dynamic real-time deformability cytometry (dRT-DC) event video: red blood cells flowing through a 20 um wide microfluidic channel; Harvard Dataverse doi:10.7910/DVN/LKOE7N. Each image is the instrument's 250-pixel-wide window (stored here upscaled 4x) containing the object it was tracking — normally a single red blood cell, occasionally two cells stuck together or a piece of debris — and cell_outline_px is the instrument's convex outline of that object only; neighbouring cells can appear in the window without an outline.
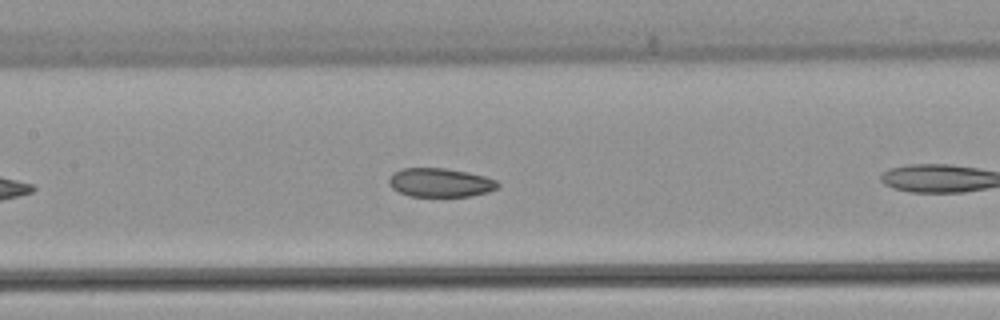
{"species": "common noctule bat (a hibernating species)", "species_latin": "Nyctalus noctula", "temperature_condition": "warm", "stored_images_in_passage": 15, "camera_frame_rate_fps": 3000, "um_per_image_px": 0.085, "animal": {"sex": "female", "body_mass_g": 22.7, "forearm_length_mm": 54.2}, "frame": {"image": 1, "passage_image": 11, "time_ms": 3.333, "image_size_px": [1000, 320], "cell_outline_px": [[500, 184], [496, 188], [488, 192], [472, 196], [408, 196], [392, 188], [388, 180], [392, 172], [400, 168], [444, 168], [468, 172], [484, 176], [496, 180]], "centroid_in_image_um": [37.4, 15.51], "position_along_channel_um": 170.0, "area_um2": 18.32}}